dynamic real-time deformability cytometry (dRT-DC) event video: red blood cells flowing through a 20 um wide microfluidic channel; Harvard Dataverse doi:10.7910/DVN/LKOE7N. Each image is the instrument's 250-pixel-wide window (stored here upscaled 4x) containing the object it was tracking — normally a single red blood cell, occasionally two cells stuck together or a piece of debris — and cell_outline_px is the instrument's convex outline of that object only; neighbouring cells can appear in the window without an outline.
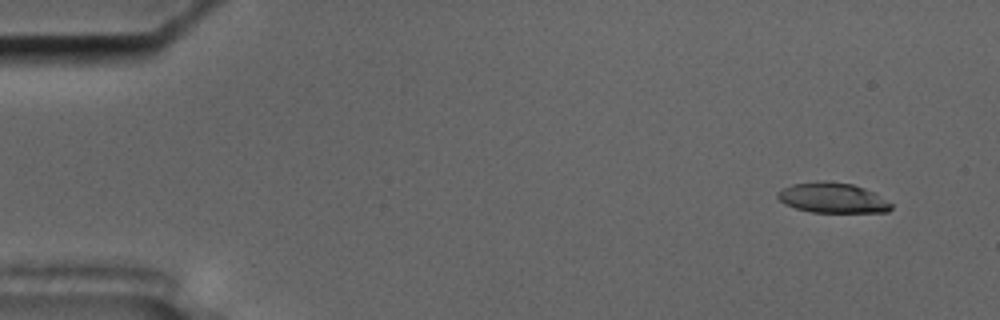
{"species": "common noctule bat (a hibernating species)", "species_latin": "Nyctalus noctula", "temperature_condition": "cold", "stored_images_in_passage": 57, "camera_frame_rate_fps": 3000, "um_per_image_px": 0.085, "animal": {"sex": "male", "body_mass_g": 17.5, "forearm_length_mm": 52.3}, "frame": {"image": 1, "passage_image": 5, "time_ms": 1.333, "image_size_px": [1000, 320], "cell_outline_px": [[892, 208], [888, 212], [812, 212], [796, 208], [784, 204], [776, 196], [776, 192], [792, 184], [816, 180], [824, 180], [852, 184], [876, 192], [892, 204]], "centroid_in_image_um": [70.77, 16.8], "position_along_channel_um": 14.2, "area_um2": 20.17}}
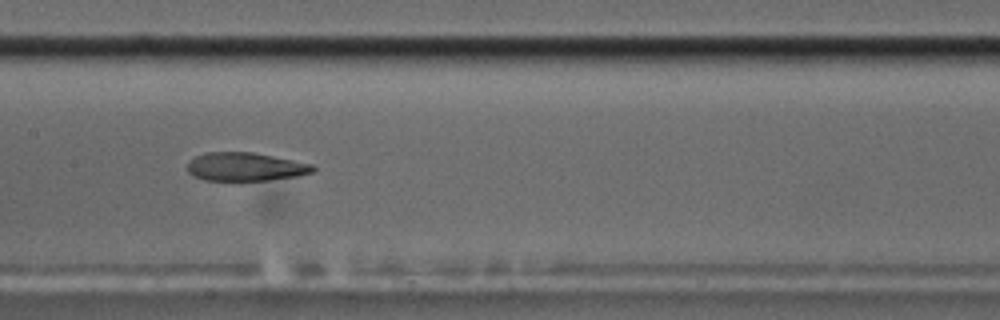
{"frame": {"image": 2, "passage_image": 29, "time_ms": 9.333, "image_size_px": [1000, 320], "cell_outline_px": [[316, 168], [312, 172], [296, 176], [268, 180], [204, 180], [192, 176], [188, 172], [188, 164], [196, 156], [208, 152], [252, 152], [312, 164]], "centroid_in_image_um": [20.84, 14.18], "position_along_channel_um": 186.6, "area_um2": 20.52}}
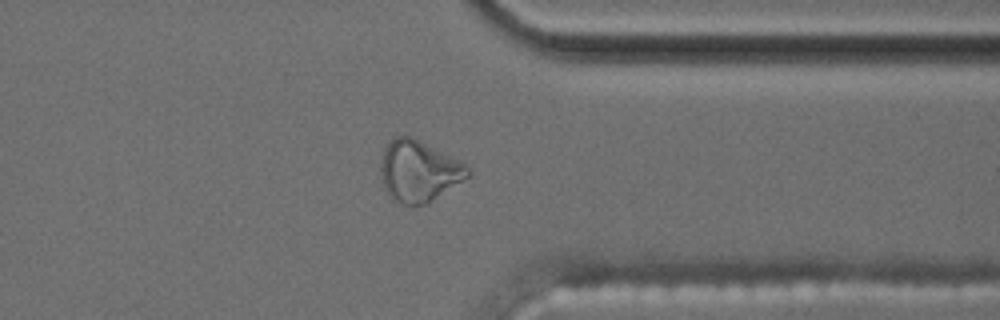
{"frame": {"image": 3, "passage_image": 45, "time_ms": 14.667, "image_size_px": [1000, 320], "cell_outline_px": [[472, 172], [468, 176], [428, 204], [404, 204], [392, 200], [388, 196], [380, 172], [380, 164], [384, 148], [388, 140], [392, 136], [412, 136], [452, 156], [464, 164]], "centroid_in_image_um": [35.56, 14.52], "position_along_channel_um": 375.8, "area_um2": 31.1}, "authors_computed_cell_mechanics": {"area_um2": 21.964, "velocity_mm_per_s": 3.614, "shape_relaxation_time_tau1_ms": null, "shape_relaxation_time_tau2_ms": 2.4583, "deformation_change_tau1": null, "deformation_change_tau2": 0.105}}